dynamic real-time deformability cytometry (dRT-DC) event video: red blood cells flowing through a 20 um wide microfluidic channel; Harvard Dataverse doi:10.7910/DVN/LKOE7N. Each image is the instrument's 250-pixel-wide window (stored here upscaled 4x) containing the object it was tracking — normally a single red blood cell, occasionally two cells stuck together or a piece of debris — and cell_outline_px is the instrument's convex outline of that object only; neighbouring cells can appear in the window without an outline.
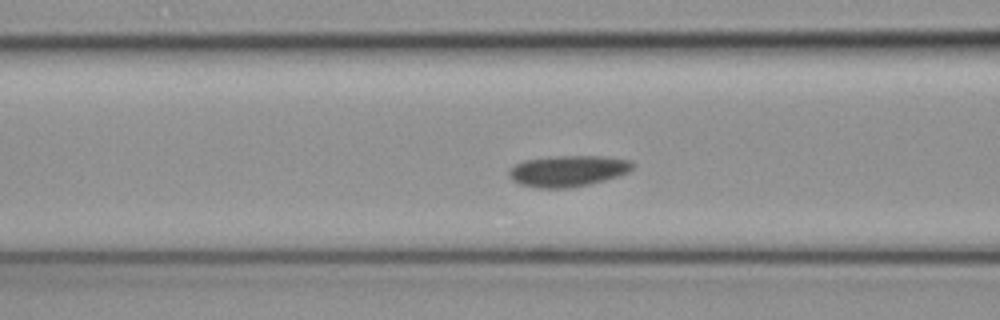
{"species": "common noctule bat (a hibernating species)", "species_latin": "Nyctalus noctula", "temperature_condition": "cold", "stored_images_in_passage": 45, "camera_frame_rate_fps": 3000, "um_per_image_px": 0.085, "animal": {"sex": "female", "body_mass_g": 19.3, "forearm_length_mm": 54.1}, "frame": {"image": 1, "passage_image": 12, "time_ms": 3.667, "image_size_px": [1000, 320], "cell_outline_px": [[636, 164], [628, 172], [604, 180], [588, 184], [568, 188], [536, 188], [520, 184], [512, 180], [508, 176], [508, 172], [516, 164], [524, 160], [548, 156], [604, 156], [632, 160]], "centroid_in_image_um": [48.27, 14.52], "position_along_channel_um": 118.3, "area_um2": 22.54}}
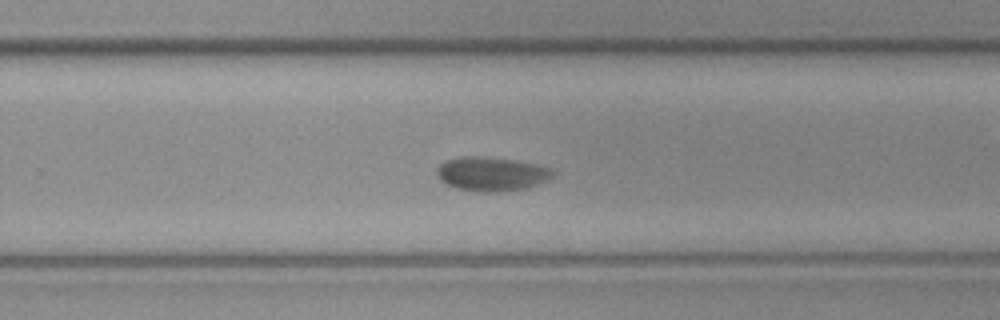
{"frame": {"image": 2, "passage_image": 25, "time_ms": 8.0, "image_size_px": [1000, 320], "cell_outline_px": [[552, 176], [548, 180], [528, 188], [496, 192], [476, 192], [456, 188], [444, 184], [436, 176], [436, 168], [444, 160], [460, 156], [480, 156], [516, 160], [536, 164], [552, 168]], "centroid_in_image_um": [41.73, 14.78], "position_along_channel_um": 288.1, "area_um2": 23.41}}
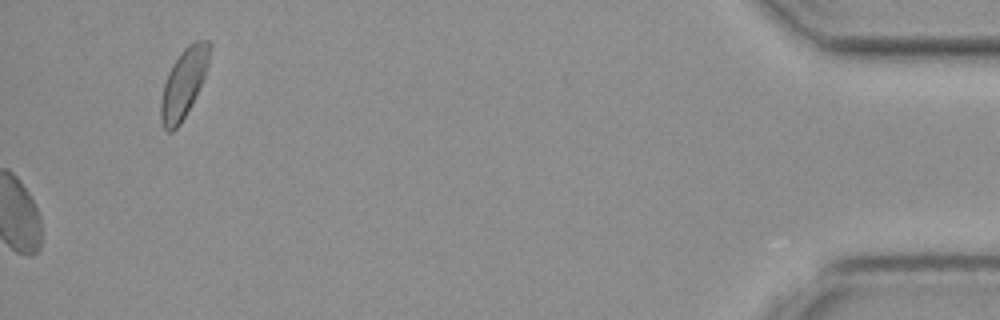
{"frame": {"image": 3, "passage_image": 45, "time_ms": 14.667, "image_size_px": [1000, 320], "cell_outline_px": [[212, 44], [208, 64], [204, 76], [180, 124], [172, 132], [168, 132], [164, 128], [160, 116], [160, 104], [164, 84], [168, 72], [172, 64], [180, 52], [184, 48], [196, 40], [208, 40]], "centroid_in_image_um": [15.6, 7.03], "position_along_channel_um": 419.6, "area_um2": 19.19}}